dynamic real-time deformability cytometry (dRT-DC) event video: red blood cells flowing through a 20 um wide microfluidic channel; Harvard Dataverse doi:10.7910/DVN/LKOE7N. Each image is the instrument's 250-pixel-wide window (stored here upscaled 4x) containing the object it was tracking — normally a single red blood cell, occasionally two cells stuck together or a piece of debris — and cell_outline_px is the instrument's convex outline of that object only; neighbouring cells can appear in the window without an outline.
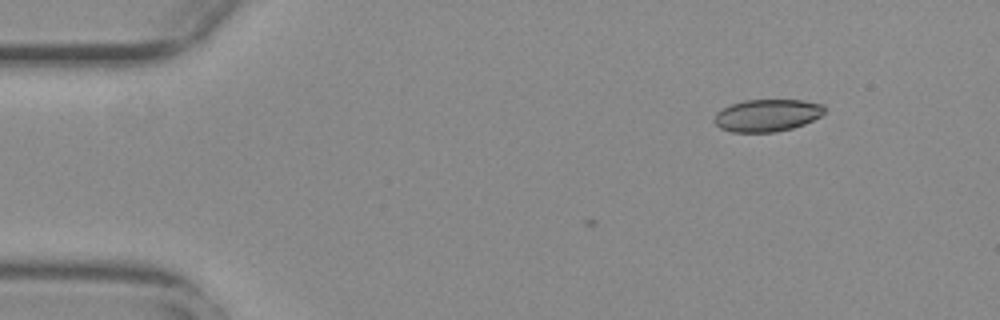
{"species": "common noctule bat (a hibernating species)", "species_latin": "Nyctalus noctula", "temperature_condition": "warm", "stored_images_in_passage": 3, "camera_frame_rate_fps": 3000, "um_per_image_px": 0.085, "animal": {"sex": "female", "body_mass_g": 29.2, "forearm_length_mm": 56.3}, "frame": {"image": 1, "passage_image": 1, "time_ms": 0.0, "image_size_px": [1000, 320], "cell_outline_px": [[824, 112], [820, 116], [804, 124], [792, 128], [776, 132], [732, 132], [720, 128], [712, 120], [716, 112], [732, 104], [744, 100], [804, 100], [824, 104]], "centroid_in_image_um": [65.2, 9.8], "position_along_channel_um": 19.8, "area_um2": 20.75}}